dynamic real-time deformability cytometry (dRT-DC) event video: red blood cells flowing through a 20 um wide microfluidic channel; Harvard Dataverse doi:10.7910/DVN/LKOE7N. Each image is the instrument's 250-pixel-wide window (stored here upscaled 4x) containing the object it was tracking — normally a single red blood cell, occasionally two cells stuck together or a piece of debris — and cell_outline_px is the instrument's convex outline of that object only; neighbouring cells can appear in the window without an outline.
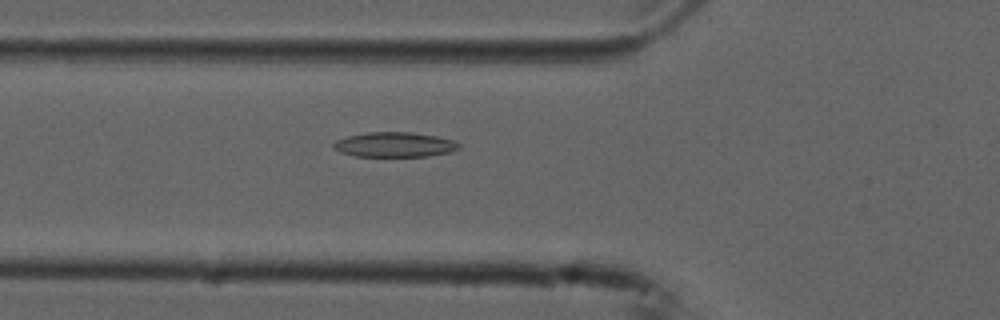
{"species": "common noctule bat (a hibernating species)", "species_latin": "Nyctalus noctula", "temperature_condition": "cold", "stored_images_in_passage": 20, "camera_frame_rate_fps": 3000, "um_per_image_px": 0.085, "animal": {"sex": "male", "forearm_length_mm": 52.5}, "frame": {"image": 1, "passage_image": 9, "time_ms": 2.667, "image_size_px": [1000, 320], "cell_outline_px": [[460, 148], [448, 152], [428, 156], [352, 156], [340, 152], [332, 148], [332, 144], [336, 140], [348, 136], [368, 132], [412, 132], [436, 136], [452, 140], [460, 144]], "centroid_in_image_um": [33.5, 12.29], "position_along_channel_um": 92.3, "area_um2": 18.15}}
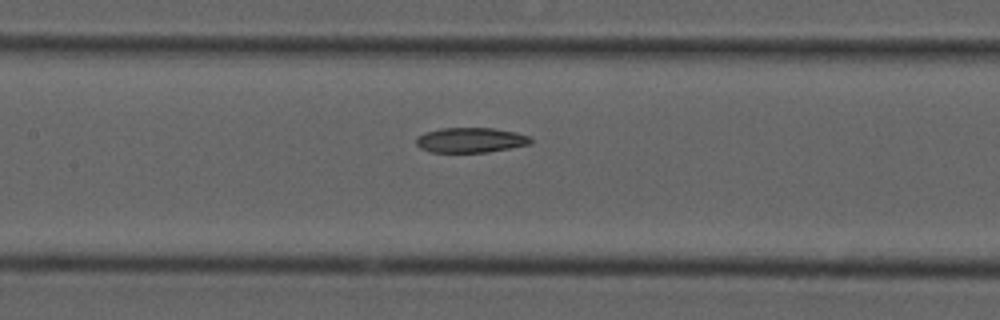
{"frame": {"image": 2, "passage_image": 15, "time_ms": 4.667, "image_size_px": [1000, 320], "cell_outline_px": [[532, 144], [488, 152], [432, 152], [420, 148], [416, 144], [416, 136], [424, 132], [440, 128], [492, 128], [516, 132], [532, 136]], "centroid_in_image_um": [40.02, 11.9], "position_along_channel_um": 167.4, "area_um2": 16.88}}
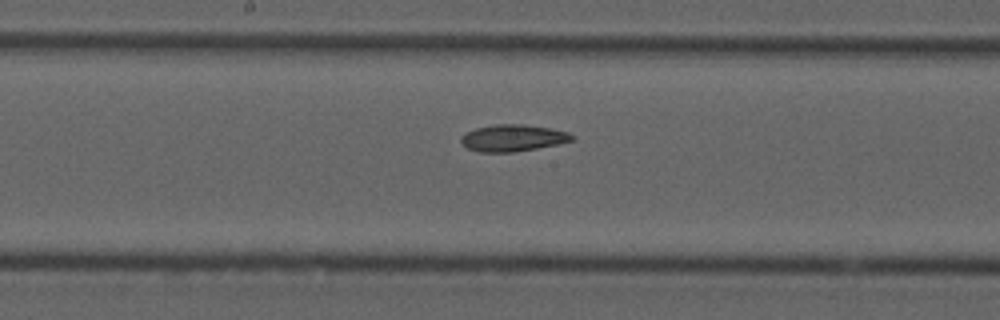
{"frame": {"image": 3, "passage_image": 18, "time_ms": 5.667, "image_size_px": [1000, 320], "cell_outline_px": [[576, 136], [572, 140], [556, 144], [536, 148], [512, 152], [480, 152], [468, 148], [460, 140], [460, 136], [476, 128], [496, 124], [524, 124], [548, 128], [568, 132]], "centroid_in_image_um": [43.59, 11.72], "position_along_channel_um": 204.6, "area_um2": 17.05}}